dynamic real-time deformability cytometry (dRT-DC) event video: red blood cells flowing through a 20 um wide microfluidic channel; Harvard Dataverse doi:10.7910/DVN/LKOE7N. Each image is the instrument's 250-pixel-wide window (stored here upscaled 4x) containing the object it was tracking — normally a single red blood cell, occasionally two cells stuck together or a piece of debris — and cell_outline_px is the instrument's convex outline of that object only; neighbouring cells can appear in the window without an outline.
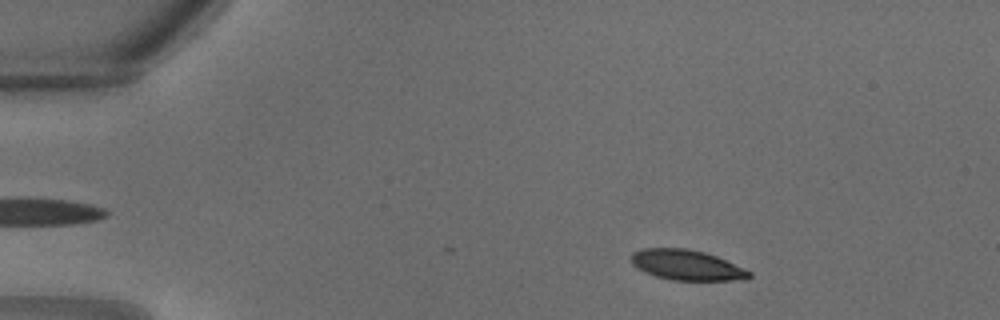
{"species": "common noctule bat (a hibernating species)", "species_latin": "Nyctalus noctula", "temperature_condition": "warm", "stored_images_in_passage": 8, "camera_frame_rate_fps": 3000, "um_per_image_px": 0.085, "animal": {"sex": "male", "body_mass_g": 18.8}, "frame": {"image": 1, "passage_image": 1, "time_ms": 0.0, "image_size_px": [1000, 320], "cell_outline_px": [[752, 276], [748, 280], [672, 280], [656, 276], [644, 272], [632, 264], [632, 252], [640, 248], [688, 248], [704, 252], [716, 256], [744, 268], [752, 272]], "centroid_in_image_um": [58.39, 22.53], "position_along_channel_um": 26.6, "area_um2": 20.92}}
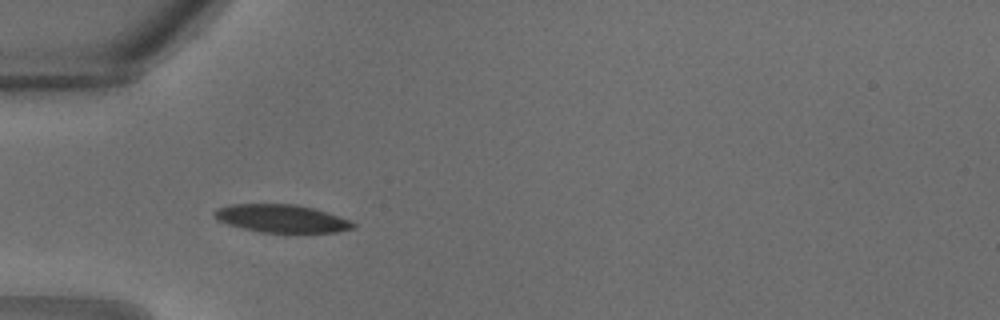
{"frame": {"image": 2, "passage_image": 6, "time_ms": 1.667, "image_size_px": [1000, 320], "cell_outline_px": [[356, 228], [336, 232], [296, 236], [260, 232], [240, 228], [216, 220], [212, 216], [212, 212], [216, 208], [232, 204], [296, 204], [312, 208], [348, 220], [356, 224]], "centroid_in_image_um": [23.91, 18.63], "position_along_channel_um": 61.1, "area_um2": 23.58}}
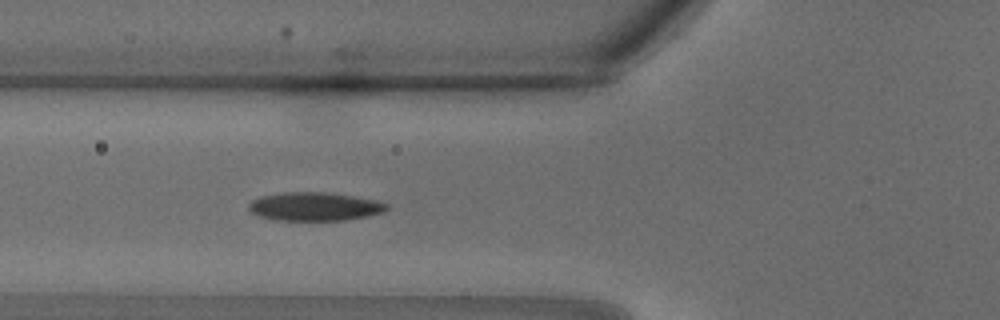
{"frame": {"image": 3, "passage_image": 8, "time_ms": 2.333, "image_size_px": [1000, 320], "cell_outline_px": [[388, 208], [384, 212], [368, 216], [344, 220], [276, 220], [260, 216], [252, 212], [248, 208], [248, 204], [252, 200], [260, 196], [284, 192], [328, 192], [376, 200], [388, 204]], "centroid_in_image_um": [26.74, 17.55], "position_along_channel_um": 99.1, "area_um2": 22.89}}